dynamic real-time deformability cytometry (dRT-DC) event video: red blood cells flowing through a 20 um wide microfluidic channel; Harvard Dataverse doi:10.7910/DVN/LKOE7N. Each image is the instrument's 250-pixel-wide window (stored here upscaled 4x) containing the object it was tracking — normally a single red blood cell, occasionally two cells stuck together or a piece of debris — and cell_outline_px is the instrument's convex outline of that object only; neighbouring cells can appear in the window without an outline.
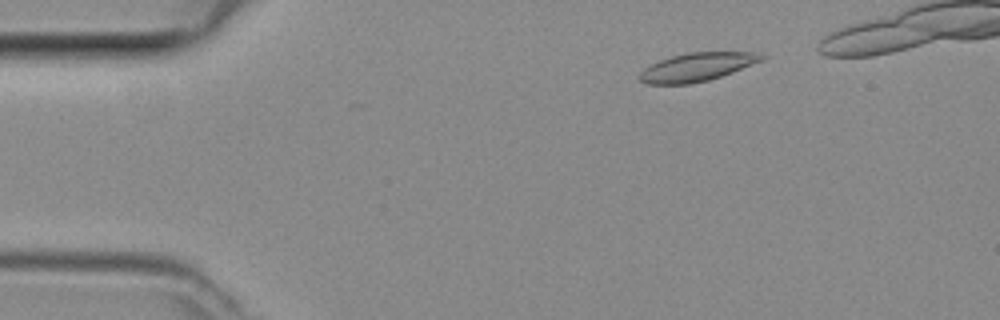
{"species": "common noctule bat (a hibernating species)", "species_latin": "Nyctalus noctula", "temperature_condition": "room temperature", "stored_images_in_passage": 37, "camera_frame_rate_fps": 3000, "um_per_image_px": 0.085, "animal": {"sex": "female", "body_mass_g": 29.2, "forearm_length_mm": 56.3}, "frame": {"image": 1, "passage_image": 5, "time_ms": 1.333, "image_size_px": [1000, 320], "cell_outline_px": [[768, 56], [764, 60], [732, 72], [708, 80], [688, 84], [644, 84], [640, 80], [640, 72], [644, 68], [660, 60], [672, 56], [688, 52], [756, 52]], "centroid_in_image_um": [59.26, 5.69], "position_along_channel_um": 25.7, "area_um2": 20.11}}
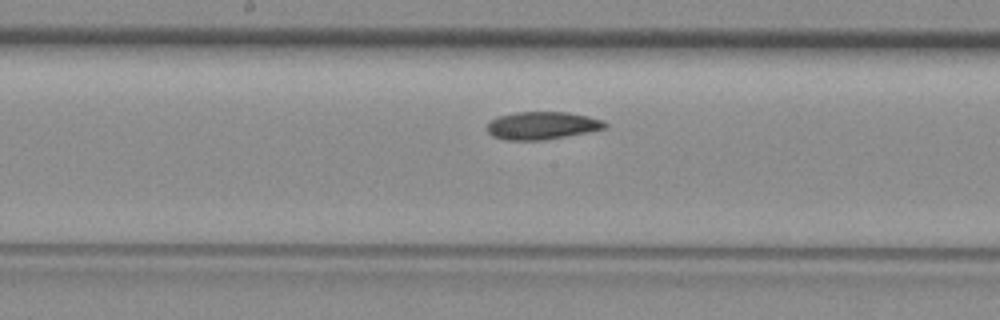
{"frame": {"image": 2, "passage_image": 22, "time_ms": 7.0, "image_size_px": [1000, 320], "cell_outline_px": [[608, 128], [592, 132], [540, 140], [504, 140], [492, 136], [488, 132], [488, 120], [496, 116], [516, 112], [568, 112], [588, 116], [604, 120], [608, 124]], "centroid_in_image_um": [46.1, 10.67], "position_along_channel_um": 202.1, "area_um2": 19.36}}
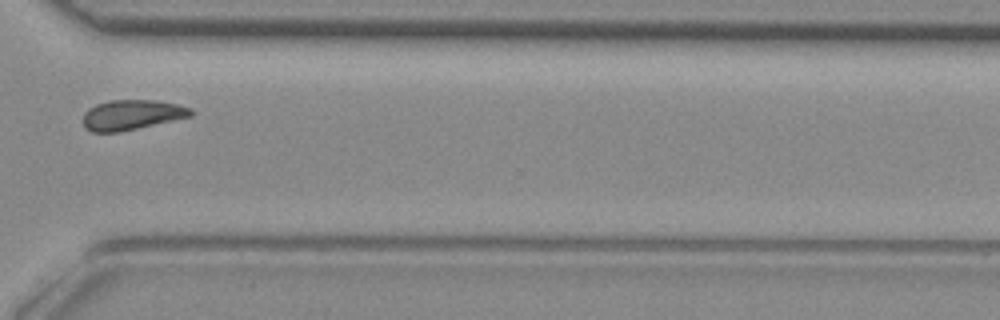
{"frame": {"image": 3, "passage_image": 33, "time_ms": 10.667, "image_size_px": [1000, 320], "cell_outline_px": [[196, 112], [192, 116], [120, 132], [92, 132], [84, 128], [84, 112], [88, 108], [96, 104], [112, 100], [156, 100], [180, 104], [192, 108]], "centroid_in_image_um": [11.24, 9.75], "position_along_channel_um": 359.4, "area_um2": 19.07}}